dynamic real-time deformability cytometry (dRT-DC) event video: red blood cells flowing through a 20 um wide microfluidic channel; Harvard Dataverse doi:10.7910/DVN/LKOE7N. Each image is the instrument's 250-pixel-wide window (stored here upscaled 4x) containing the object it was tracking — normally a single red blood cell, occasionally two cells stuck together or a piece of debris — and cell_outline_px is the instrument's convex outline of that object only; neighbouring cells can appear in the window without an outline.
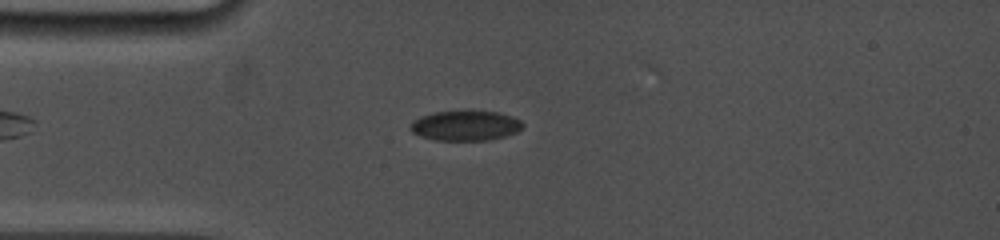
{"species": "common noctule bat (a hibernating species)", "species_latin": "Nyctalus noctula", "temperature_condition": "cold", "stored_images_in_passage": 64, "camera_frame_rate_fps": 5000, "um_per_image_px": 0.085, "animal": {"sex": "female", "body_mass_g": 19.0, "forearm_length_mm": 53.3}, "frame": {"image": 1, "passage_image": 11, "time_ms": 2.4, "image_size_px": [1000, 240], "cell_outline_px": [[524, 128], [516, 132], [504, 136], [488, 140], [436, 140], [420, 136], [412, 132], [408, 128], [412, 120], [420, 116], [432, 112], [464, 108], [496, 112], [512, 116], [520, 120], [524, 124]], "centroid_in_image_um": [39.53, 10.63], "position_along_channel_um": 45.5, "area_um2": 20.46}}
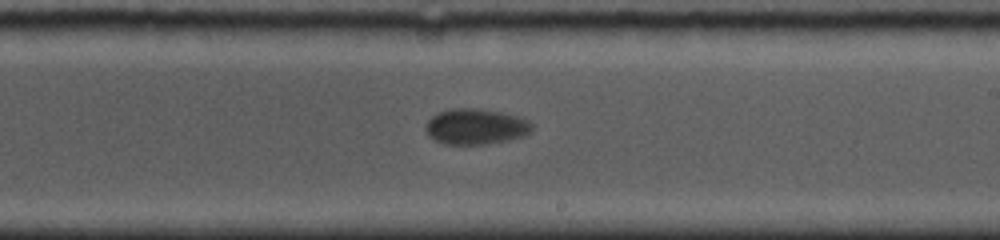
{"frame": {"image": 2, "passage_image": 34, "time_ms": 8.2, "image_size_px": [1000, 240], "cell_outline_px": [[532, 128], [524, 136], [508, 140], [488, 144], [444, 144], [432, 140], [424, 132], [424, 128], [428, 120], [432, 116], [440, 112], [452, 108], [476, 108], [500, 112], [516, 116], [528, 120], [532, 124]], "centroid_in_image_um": [40.38, 10.77], "position_along_channel_um": 248.6, "area_um2": 22.2}}
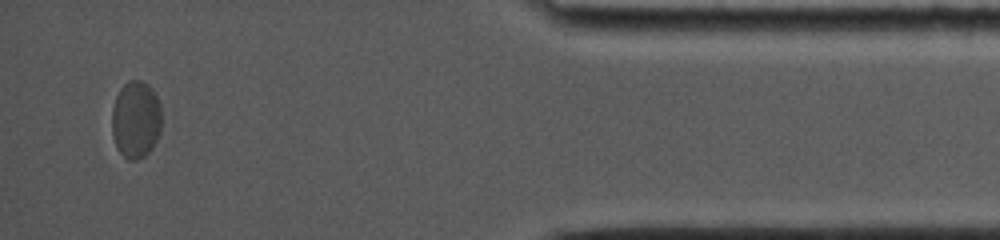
{"frame": {"image": 3, "passage_image": 62, "time_ms": 14.0, "image_size_px": [1000, 240], "cell_outline_px": [[160, 132], [152, 148], [144, 156], [136, 160], [128, 160], [116, 148], [112, 132], [112, 108], [116, 96], [120, 88], [128, 80], [140, 80], [148, 84], [152, 88], [160, 104]], "centroid_in_image_um": [11.53, 10.15], "position_along_channel_um": 423.7, "area_um2": 22.48}}